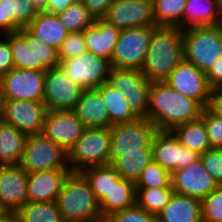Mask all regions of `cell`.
<instances>
[{"label": "cell", "instance_id": "1", "mask_svg": "<svg viewBox=\"0 0 222 222\" xmlns=\"http://www.w3.org/2000/svg\"><path fill=\"white\" fill-rule=\"evenodd\" d=\"M203 107L195 100L175 91L165 82H152L148 119L161 131L197 120Z\"/></svg>", "mask_w": 222, "mask_h": 222}, {"label": "cell", "instance_id": "2", "mask_svg": "<svg viewBox=\"0 0 222 222\" xmlns=\"http://www.w3.org/2000/svg\"><path fill=\"white\" fill-rule=\"evenodd\" d=\"M183 59V30L157 26L140 71L151 82H164Z\"/></svg>", "mask_w": 222, "mask_h": 222}, {"label": "cell", "instance_id": "3", "mask_svg": "<svg viewBox=\"0 0 222 222\" xmlns=\"http://www.w3.org/2000/svg\"><path fill=\"white\" fill-rule=\"evenodd\" d=\"M56 204L65 222H103L99 201L82 172H70Z\"/></svg>", "mask_w": 222, "mask_h": 222}, {"label": "cell", "instance_id": "4", "mask_svg": "<svg viewBox=\"0 0 222 222\" xmlns=\"http://www.w3.org/2000/svg\"><path fill=\"white\" fill-rule=\"evenodd\" d=\"M2 36L9 42L14 68L46 71L59 66L58 50L40 41L26 27Z\"/></svg>", "mask_w": 222, "mask_h": 222}, {"label": "cell", "instance_id": "5", "mask_svg": "<svg viewBox=\"0 0 222 222\" xmlns=\"http://www.w3.org/2000/svg\"><path fill=\"white\" fill-rule=\"evenodd\" d=\"M184 59L207 72L222 57V25L183 30Z\"/></svg>", "mask_w": 222, "mask_h": 222}, {"label": "cell", "instance_id": "6", "mask_svg": "<svg viewBox=\"0 0 222 222\" xmlns=\"http://www.w3.org/2000/svg\"><path fill=\"white\" fill-rule=\"evenodd\" d=\"M110 128H85L81 137L68 151L72 172H82L93 166L110 164Z\"/></svg>", "mask_w": 222, "mask_h": 222}, {"label": "cell", "instance_id": "7", "mask_svg": "<svg viewBox=\"0 0 222 222\" xmlns=\"http://www.w3.org/2000/svg\"><path fill=\"white\" fill-rule=\"evenodd\" d=\"M19 165L27 173L70 169L68 152L42 133L28 135Z\"/></svg>", "mask_w": 222, "mask_h": 222}, {"label": "cell", "instance_id": "8", "mask_svg": "<svg viewBox=\"0 0 222 222\" xmlns=\"http://www.w3.org/2000/svg\"><path fill=\"white\" fill-rule=\"evenodd\" d=\"M156 27L142 26L121 30L110 59L111 67L141 70Z\"/></svg>", "mask_w": 222, "mask_h": 222}, {"label": "cell", "instance_id": "9", "mask_svg": "<svg viewBox=\"0 0 222 222\" xmlns=\"http://www.w3.org/2000/svg\"><path fill=\"white\" fill-rule=\"evenodd\" d=\"M108 83L122 93L139 118H148L152 82L140 70L111 68Z\"/></svg>", "mask_w": 222, "mask_h": 222}, {"label": "cell", "instance_id": "10", "mask_svg": "<svg viewBox=\"0 0 222 222\" xmlns=\"http://www.w3.org/2000/svg\"><path fill=\"white\" fill-rule=\"evenodd\" d=\"M59 67L64 74L81 88H98L108 82L111 71L110 61L86 51L81 55L62 60Z\"/></svg>", "mask_w": 222, "mask_h": 222}, {"label": "cell", "instance_id": "11", "mask_svg": "<svg viewBox=\"0 0 222 222\" xmlns=\"http://www.w3.org/2000/svg\"><path fill=\"white\" fill-rule=\"evenodd\" d=\"M46 71L12 68L0 77L3 100L44 102Z\"/></svg>", "mask_w": 222, "mask_h": 222}, {"label": "cell", "instance_id": "12", "mask_svg": "<svg viewBox=\"0 0 222 222\" xmlns=\"http://www.w3.org/2000/svg\"><path fill=\"white\" fill-rule=\"evenodd\" d=\"M110 131V152H142V148H152V140L158 129L148 118H138L132 122L114 124Z\"/></svg>", "mask_w": 222, "mask_h": 222}, {"label": "cell", "instance_id": "13", "mask_svg": "<svg viewBox=\"0 0 222 222\" xmlns=\"http://www.w3.org/2000/svg\"><path fill=\"white\" fill-rule=\"evenodd\" d=\"M175 91L208 107L212 89L205 72L183 59L164 81Z\"/></svg>", "mask_w": 222, "mask_h": 222}, {"label": "cell", "instance_id": "14", "mask_svg": "<svg viewBox=\"0 0 222 222\" xmlns=\"http://www.w3.org/2000/svg\"><path fill=\"white\" fill-rule=\"evenodd\" d=\"M47 111L44 102L3 100L2 121L13 125L17 130L27 135L40 134Z\"/></svg>", "mask_w": 222, "mask_h": 222}, {"label": "cell", "instance_id": "15", "mask_svg": "<svg viewBox=\"0 0 222 222\" xmlns=\"http://www.w3.org/2000/svg\"><path fill=\"white\" fill-rule=\"evenodd\" d=\"M152 158L171 174L200 159V154L182 146L171 131L158 130L152 140Z\"/></svg>", "mask_w": 222, "mask_h": 222}, {"label": "cell", "instance_id": "16", "mask_svg": "<svg viewBox=\"0 0 222 222\" xmlns=\"http://www.w3.org/2000/svg\"><path fill=\"white\" fill-rule=\"evenodd\" d=\"M83 90L59 66L46 70L44 103L48 110H73Z\"/></svg>", "mask_w": 222, "mask_h": 222}, {"label": "cell", "instance_id": "17", "mask_svg": "<svg viewBox=\"0 0 222 222\" xmlns=\"http://www.w3.org/2000/svg\"><path fill=\"white\" fill-rule=\"evenodd\" d=\"M103 19L120 30L154 26L153 0H113Z\"/></svg>", "mask_w": 222, "mask_h": 222}, {"label": "cell", "instance_id": "18", "mask_svg": "<svg viewBox=\"0 0 222 222\" xmlns=\"http://www.w3.org/2000/svg\"><path fill=\"white\" fill-rule=\"evenodd\" d=\"M85 130L73 110H48L42 134L67 152Z\"/></svg>", "mask_w": 222, "mask_h": 222}, {"label": "cell", "instance_id": "19", "mask_svg": "<svg viewBox=\"0 0 222 222\" xmlns=\"http://www.w3.org/2000/svg\"><path fill=\"white\" fill-rule=\"evenodd\" d=\"M173 191L203 200L218 187L214 178L206 171L201 160L174 171L171 174Z\"/></svg>", "mask_w": 222, "mask_h": 222}, {"label": "cell", "instance_id": "20", "mask_svg": "<svg viewBox=\"0 0 222 222\" xmlns=\"http://www.w3.org/2000/svg\"><path fill=\"white\" fill-rule=\"evenodd\" d=\"M28 173L19 164L0 165V203L16 213L27 202Z\"/></svg>", "mask_w": 222, "mask_h": 222}, {"label": "cell", "instance_id": "21", "mask_svg": "<svg viewBox=\"0 0 222 222\" xmlns=\"http://www.w3.org/2000/svg\"><path fill=\"white\" fill-rule=\"evenodd\" d=\"M71 169L44 170L28 173V202H56Z\"/></svg>", "mask_w": 222, "mask_h": 222}, {"label": "cell", "instance_id": "22", "mask_svg": "<svg viewBox=\"0 0 222 222\" xmlns=\"http://www.w3.org/2000/svg\"><path fill=\"white\" fill-rule=\"evenodd\" d=\"M73 111L85 128H110L112 126L103 97L97 88L83 90Z\"/></svg>", "mask_w": 222, "mask_h": 222}, {"label": "cell", "instance_id": "23", "mask_svg": "<svg viewBox=\"0 0 222 222\" xmlns=\"http://www.w3.org/2000/svg\"><path fill=\"white\" fill-rule=\"evenodd\" d=\"M120 31L103 18L95 19L94 24L83 31L87 51L110 61Z\"/></svg>", "mask_w": 222, "mask_h": 222}, {"label": "cell", "instance_id": "24", "mask_svg": "<svg viewBox=\"0 0 222 222\" xmlns=\"http://www.w3.org/2000/svg\"><path fill=\"white\" fill-rule=\"evenodd\" d=\"M157 222H202L201 200L173 192L156 215Z\"/></svg>", "mask_w": 222, "mask_h": 222}, {"label": "cell", "instance_id": "25", "mask_svg": "<svg viewBox=\"0 0 222 222\" xmlns=\"http://www.w3.org/2000/svg\"><path fill=\"white\" fill-rule=\"evenodd\" d=\"M36 38L59 50L69 32L58 16L48 12H38L26 27Z\"/></svg>", "mask_w": 222, "mask_h": 222}, {"label": "cell", "instance_id": "26", "mask_svg": "<svg viewBox=\"0 0 222 222\" xmlns=\"http://www.w3.org/2000/svg\"><path fill=\"white\" fill-rule=\"evenodd\" d=\"M136 204V188L133 181L119 178L99 201L102 217L127 209Z\"/></svg>", "mask_w": 222, "mask_h": 222}, {"label": "cell", "instance_id": "27", "mask_svg": "<svg viewBox=\"0 0 222 222\" xmlns=\"http://www.w3.org/2000/svg\"><path fill=\"white\" fill-rule=\"evenodd\" d=\"M152 160V148H142V152H110V164L116 172L134 183Z\"/></svg>", "mask_w": 222, "mask_h": 222}, {"label": "cell", "instance_id": "28", "mask_svg": "<svg viewBox=\"0 0 222 222\" xmlns=\"http://www.w3.org/2000/svg\"><path fill=\"white\" fill-rule=\"evenodd\" d=\"M219 25L218 0H187L183 10V30Z\"/></svg>", "mask_w": 222, "mask_h": 222}, {"label": "cell", "instance_id": "29", "mask_svg": "<svg viewBox=\"0 0 222 222\" xmlns=\"http://www.w3.org/2000/svg\"><path fill=\"white\" fill-rule=\"evenodd\" d=\"M28 135L0 122V165L19 164Z\"/></svg>", "mask_w": 222, "mask_h": 222}, {"label": "cell", "instance_id": "30", "mask_svg": "<svg viewBox=\"0 0 222 222\" xmlns=\"http://www.w3.org/2000/svg\"><path fill=\"white\" fill-rule=\"evenodd\" d=\"M171 132L182 146L200 155L212 148L204 120L201 117L197 120L176 126Z\"/></svg>", "mask_w": 222, "mask_h": 222}, {"label": "cell", "instance_id": "31", "mask_svg": "<svg viewBox=\"0 0 222 222\" xmlns=\"http://www.w3.org/2000/svg\"><path fill=\"white\" fill-rule=\"evenodd\" d=\"M101 93L112 125L128 123L139 117L130 108L129 102L120 91L113 88L108 82L97 88Z\"/></svg>", "mask_w": 222, "mask_h": 222}, {"label": "cell", "instance_id": "32", "mask_svg": "<svg viewBox=\"0 0 222 222\" xmlns=\"http://www.w3.org/2000/svg\"><path fill=\"white\" fill-rule=\"evenodd\" d=\"M4 34L18 31L37 16L31 0H3Z\"/></svg>", "mask_w": 222, "mask_h": 222}, {"label": "cell", "instance_id": "33", "mask_svg": "<svg viewBox=\"0 0 222 222\" xmlns=\"http://www.w3.org/2000/svg\"><path fill=\"white\" fill-rule=\"evenodd\" d=\"M187 0H153L155 26L183 30V10Z\"/></svg>", "mask_w": 222, "mask_h": 222}, {"label": "cell", "instance_id": "34", "mask_svg": "<svg viewBox=\"0 0 222 222\" xmlns=\"http://www.w3.org/2000/svg\"><path fill=\"white\" fill-rule=\"evenodd\" d=\"M16 214L24 222H65L56 202H27Z\"/></svg>", "mask_w": 222, "mask_h": 222}, {"label": "cell", "instance_id": "35", "mask_svg": "<svg viewBox=\"0 0 222 222\" xmlns=\"http://www.w3.org/2000/svg\"><path fill=\"white\" fill-rule=\"evenodd\" d=\"M82 173L88 179L98 201L109 191L112 183H115L120 178V175L111 164L88 167Z\"/></svg>", "mask_w": 222, "mask_h": 222}, {"label": "cell", "instance_id": "36", "mask_svg": "<svg viewBox=\"0 0 222 222\" xmlns=\"http://www.w3.org/2000/svg\"><path fill=\"white\" fill-rule=\"evenodd\" d=\"M173 192V188H136V204L156 216L168 204Z\"/></svg>", "mask_w": 222, "mask_h": 222}, {"label": "cell", "instance_id": "37", "mask_svg": "<svg viewBox=\"0 0 222 222\" xmlns=\"http://www.w3.org/2000/svg\"><path fill=\"white\" fill-rule=\"evenodd\" d=\"M57 16L69 33L82 32L87 27L92 26L95 21L80 0L74 2Z\"/></svg>", "mask_w": 222, "mask_h": 222}, {"label": "cell", "instance_id": "38", "mask_svg": "<svg viewBox=\"0 0 222 222\" xmlns=\"http://www.w3.org/2000/svg\"><path fill=\"white\" fill-rule=\"evenodd\" d=\"M135 188H172L171 173L152 160L136 180Z\"/></svg>", "mask_w": 222, "mask_h": 222}, {"label": "cell", "instance_id": "39", "mask_svg": "<svg viewBox=\"0 0 222 222\" xmlns=\"http://www.w3.org/2000/svg\"><path fill=\"white\" fill-rule=\"evenodd\" d=\"M202 222H222V185L201 201Z\"/></svg>", "mask_w": 222, "mask_h": 222}, {"label": "cell", "instance_id": "40", "mask_svg": "<svg viewBox=\"0 0 222 222\" xmlns=\"http://www.w3.org/2000/svg\"><path fill=\"white\" fill-rule=\"evenodd\" d=\"M103 222H157L156 216L135 204L124 210L113 212L104 217Z\"/></svg>", "mask_w": 222, "mask_h": 222}, {"label": "cell", "instance_id": "41", "mask_svg": "<svg viewBox=\"0 0 222 222\" xmlns=\"http://www.w3.org/2000/svg\"><path fill=\"white\" fill-rule=\"evenodd\" d=\"M86 51L87 48L83 31L69 33L58 50L59 62L77 57Z\"/></svg>", "mask_w": 222, "mask_h": 222}, {"label": "cell", "instance_id": "42", "mask_svg": "<svg viewBox=\"0 0 222 222\" xmlns=\"http://www.w3.org/2000/svg\"><path fill=\"white\" fill-rule=\"evenodd\" d=\"M206 171L218 185H222V148H211L200 155Z\"/></svg>", "mask_w": 222, "mask_h": 222}, {"label": "cell", "instance_id": "43", "mask_svg": "<svg viewBox=\"0 0 222 222\" xmlns=\"http://www.w3.org/2000/svg\"><path fill=\"white\" fill-rule=\"evenodd\" d=\"M201 118L204 120L212 148H222V118L213 114L207 107L203 109Z\"/></svg>", "mask_w": 222, "mask_h": 222}, {"label": "cell", "instance_id": "44", "mask_svg": "<svg viewBox=\"0 0 222 222\" xmlns=\"http://www.w3.org/2000/svg\"><path fill=\"white\" fill-rule=\"evenodd\" d=\"M14 68V60L9 42L1 36L0 38V77Z\"/></svg>", "mask_w": 222, "mask_h": 222}, {"label": "cell", "instance_id": "45", "mask_svg": "<svg viewBox=\"0 0 222 222\" xmlns=\"http://www.w3.org/2000/svg\"><path fill=\"white\" fill-rule=\"evenodd\" d=\"M89 13L94 17L103 18L107 12V9L113 2V0H80Z\"/></svg>", "mask_w": 222, "mask_h": 222}, {"label": "cell", "instance_id": "46", "mask_svg": "<svg viewBox=\"0 0 222 222\" xmlns=\"http://www.w3.org/2000/svg\"><path fill=\"white\" fill-rule=\"evenodd\" d=\"M205 74L211 89L222 87V57Z\"/></svg>", "mask_w": 222, "mask_h": 222}, {"label": "cell", "instance_id": "47", "mask_svg": "<svg viewBox=\"0 0 222 222\" xmlns=\"http://www.w3.org/2000/svg\"><path fill=\"white\" fill-rule=\"evenodd\" d=\"M213 114L222 118V89H212L207 107Z\"/></svg>", "mask_w": 222, "mask_h": 222}, {"label": "cell", "instance_id": "48", "mask_svg": "<svg viewBox=\"0 0 222 222\" xmlns=\"http://www.w3.org/2000/svg\"><path fill=\"white\" fill-rule=\"evenodd\" d=\"M76 1L77 0H48L47 10L45 12L58 15Z\"/></svg>", "mask_w": 222, "mask_h": 222}, {"label": "cell", "instance_id": "49", "mask_svg": "<svg viewBox=\"0 0 222 222\" xmlns=\"http://www.w3.org/2000/svg\"><path fill=\"white\" fill-rule=\"evenodd\" d=\"M38 12L47 10L48 0H31Z\"/></svg>", "mask_w": 222, "mask_h": 222}, {"label": "cell", "instance_id": "50", "mask_svg": "<svg viewBox=\"0 0 222 222\" xmlns=\"http://www.w3.org/2000/svg\"><path fill=\"white\" fill-rule=\"evenodd\" d=\"M0 33L4 34V10H3V0H0Z\"/></svg>", "mask_w": 222, "mask_h": 222}, {"label": "cell", "instance_id": "51", "mask_svg": "<svg viewBox=\"0 0 222 222\" xmlns=\"http://www.w3.org/2000/svg\"><path fill=\"white\" fill-rule=\"evenodd\" d=\"M0 222H15V213L8 212L5 216L0 218Z\"/></svg>", "mask_w": 222, "mask_h": 222}, {"label": "cell", "instance_id": "52", "mask_svg": "<svg viewBox=\"0 0 222 222\" xmlns=\"http://www.w3.org/2000/svg\"><path fill=\"white\" fill-rule=\"evenodd\" d=\"M219 24L222 25V0H218Z\"/></svg>", "mask_w": 222, "mask_h": 222}, {"label": "cell", "instance_id": "53", "mask_svg": "<svg viewBox=\"0 0 222 222\" xmlns=\"http://www.w3.org/2000/svg\"><path fill=\"white\" fill-rule=\"evenodd\" d=\"M3 118V97L0 93V122L2 121Z\"/></svg>", "mask_w": 222, "mask_h": 222}, {"label": "cell", "instance_id": "54", "mask_svg": "<svg viewBox=\"0 0 222 222\" xmlns=\"http://www.w3.org/2000/svg\"><path fill=\"white\" fill-rule=\"evenodd\" d=\"M8 213V211L5 209V207L0 203V218L5 216Z\"/></svg>", "mask_w": 222, "mask_h": 222}, {"label": "cell", "instance_id": "55", "mask_svg": "<svg viewBox=\"0 0 222 222\" xmlns=\"http://www.w3.org/2000/svg\"><path fill=\"white\" fill-rule=\"evenodd\" d=\"M15 222H24V221H22V220L17 216V214L15 213Z\"/></svg>", "mask_w": 222, "mask_h": 222}]
</instances>
